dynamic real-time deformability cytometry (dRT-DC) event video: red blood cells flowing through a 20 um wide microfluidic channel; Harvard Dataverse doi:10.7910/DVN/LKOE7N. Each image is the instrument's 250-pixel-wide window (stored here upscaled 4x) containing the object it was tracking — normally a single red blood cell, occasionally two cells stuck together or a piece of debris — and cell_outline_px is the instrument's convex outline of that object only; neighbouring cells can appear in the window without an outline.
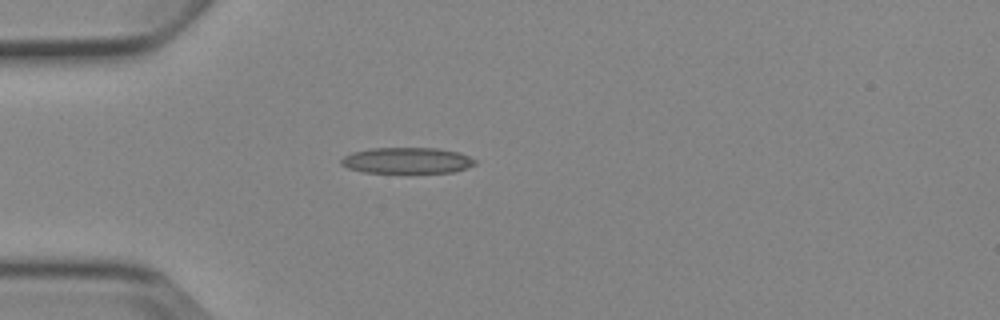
{"species": "Egyptian fruit bat (a non-hibernating species)", "species_latin": "Rousettus aegyptiacus", "temperature_condition": "cold", "stored_images_in_passage": 4, "camera_frame_rate_fps": 3000, "um_per_image_px": 0.085, "animal": {"sex": "female"}, "frame": {"image": 1, "passage_image": 3, "time_ms": 3.333, "image_size_px": [1000, 320], "cell_outline_px": [[476, 164], [468, 168], [452, 172], [364, 172], [348, 168], [340, 164], [340, 160], [344, 156], [352, 152], [372, 148], [436, 148], [460, 152], [476, 160]], "centroid_in_image_um": [34.61, 13.63], "position_along_channel_um": 50.4, "area_um2": 20.23}}